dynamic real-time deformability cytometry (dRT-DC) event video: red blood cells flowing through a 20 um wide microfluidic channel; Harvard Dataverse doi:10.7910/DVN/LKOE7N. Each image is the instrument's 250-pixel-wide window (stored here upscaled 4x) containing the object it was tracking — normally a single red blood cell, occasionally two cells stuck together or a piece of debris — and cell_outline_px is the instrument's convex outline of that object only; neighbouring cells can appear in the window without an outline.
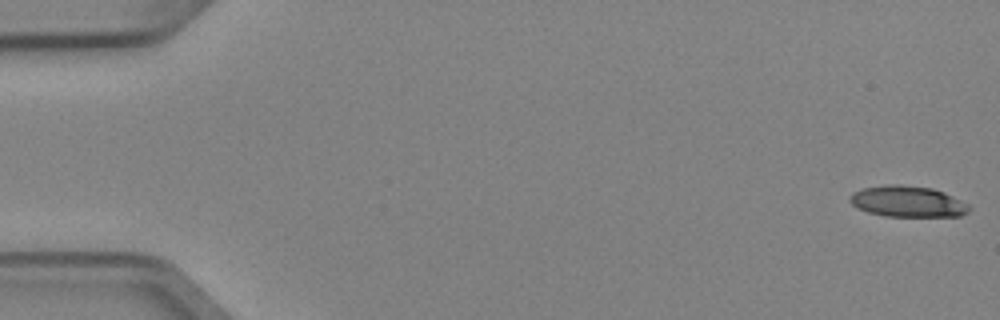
{"species": "Egyptian fruit bat (a non-hibernating species)", "species_latin": "Rousettus aegyptiacus", "temperature_condition": "cold", "stored_images_in_passage": 5, "camera_frame_rate_fps": 3000, "um_per_image_px": 0.085, "animal": {"sex": "female"}, "frame": {"image": 1, "passage_image": 1, "time_ms": 0.0, "image_size_px": [1000, 320], "cell_outline_px": [[972, 208], [968, 212], [960, 216], [884, 216], [868, 212], [856, 208], [848, 200], [848, 196], [852, 192], [860, 188], [888, 184], [900, 184], [932, 188], [944, 192], [968, 204]], "centroid_in_image_um": [77.1, 17.12], "position_along_channel_um": 7.9, "area_um2": 21.85}}
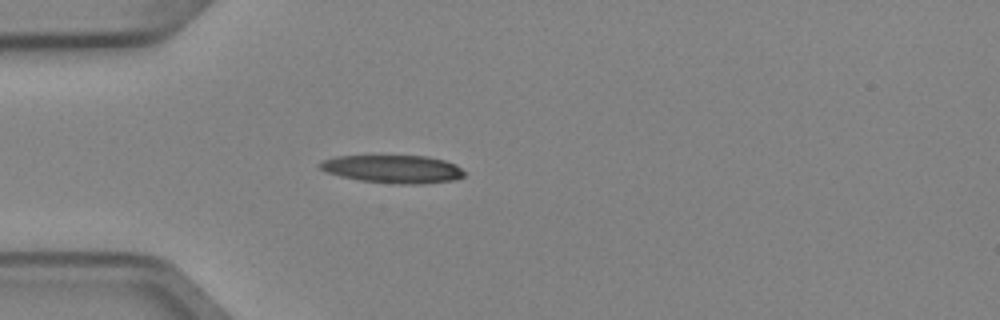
{"frame": {"image": 2, "passage_image": 5, "time_ms": 1.333, "image_size_px": [1000, 320], "cell_outline_px": [[464, 176], [456, 180], [420, 184], [392, 184], [360, 180], [340, 176], [324, 172], [316, 164], [324, 160], [336, 156], [428, 156], [444, 160], [456, 164], [464, 172]], "centroid_in_image_um": [33.39, 14.37], "position_along_channel_um": 51.6, "area_um2": 23.7}}